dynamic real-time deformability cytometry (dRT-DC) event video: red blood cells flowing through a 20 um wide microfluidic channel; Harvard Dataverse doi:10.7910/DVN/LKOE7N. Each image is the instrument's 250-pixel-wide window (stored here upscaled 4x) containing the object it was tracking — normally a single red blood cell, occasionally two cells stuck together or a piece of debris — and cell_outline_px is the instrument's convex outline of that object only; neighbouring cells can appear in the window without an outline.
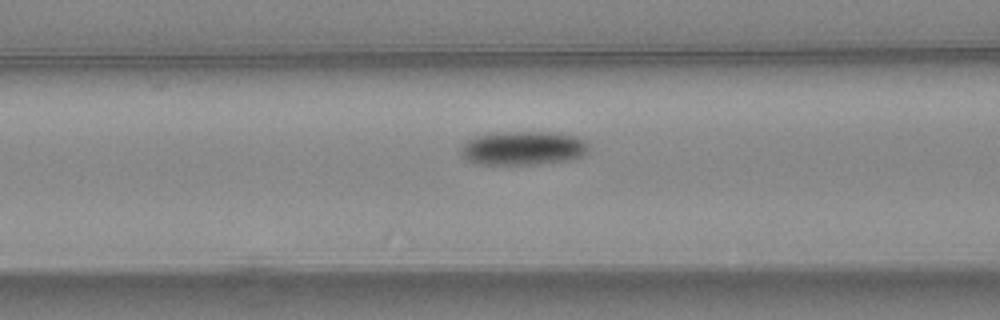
{"species": "common noctule bat (a hibernating species)", "species_latin": "Nyctalus noctula", "temperature_condition": "warm", "stored_images_in_passage": 38, "camera_frame_rate_fps": 3000, "um_per_image_px": 0.085, "animal": {"sex": "female", "body_mass_g": 24.6, "forearm_length_mm": 56.2}, "frame": {"image": 1, "passage_image": 17, "time_ms": 5.333, "image_size_px": [1000, 320], "cell_outline_px": [[588, 152], [576, 160], [540, 164], [476, 164], [468, 160], [460, 152], [460, 148], [468, 140], [476, 136], [496, 132], [552, 132], [576, 136], [588, 140]], "centroid_in_image_um": [44.54, 12.59], "position_along_channel_um": 122.1, "area_um2": 25.61}}
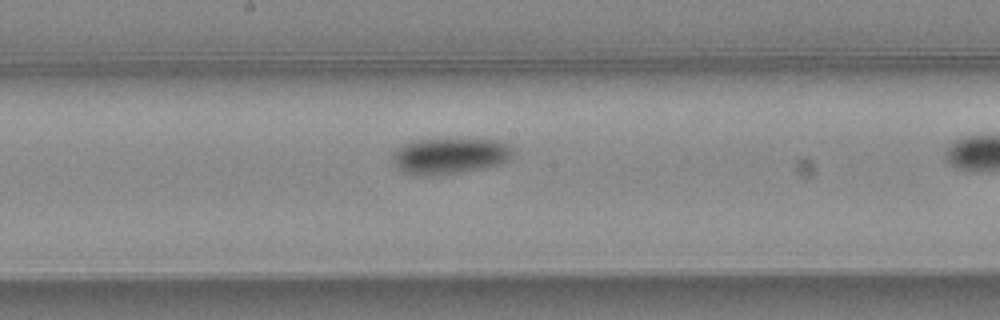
{"frame": {"image": 2, "passage_image": 24, "time_ms": 7.667, "image_size_px": [1000, 320], "cell_outline_px": [[512, 156], [508, 160], [500, 164], [480, 168], [456, 172], [428, 176], [400, 172], [392, 164], [392, 152], [400, 144], [412, 140], [500, 140], [508, 144], [512, 148]], "centroid_in_image_um": [38.14, 13.25], "position_along_channel_um": 210.1, "area_um2": 25.2}}
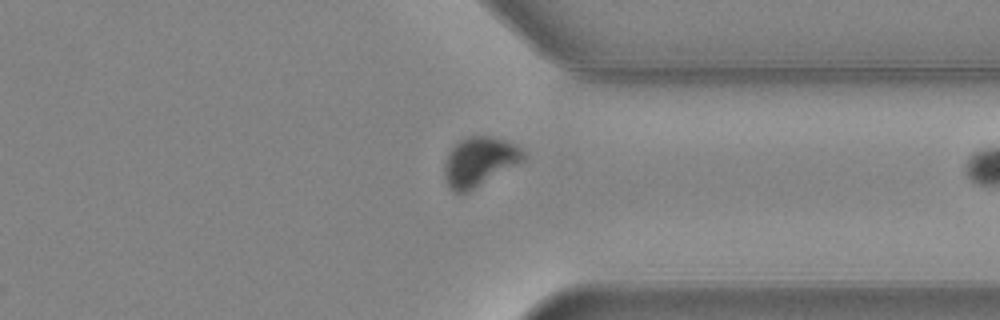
{"frame": {"image": 3, "passage_image": 37, "time_ms": 12.0, "image_size_px": [1000, 320], "cell_outline_px": [[524, 160], [468, 192], [452, 192], [444, 180], [444, 164], [448, 152], [460, 140], [468, 136], [492, 136], [516, 144], [524, 152]], "centroid_in_image_um": [40.71, 13.73], "position_along_channel_um": 370.7, "area_um2": 22.54}}